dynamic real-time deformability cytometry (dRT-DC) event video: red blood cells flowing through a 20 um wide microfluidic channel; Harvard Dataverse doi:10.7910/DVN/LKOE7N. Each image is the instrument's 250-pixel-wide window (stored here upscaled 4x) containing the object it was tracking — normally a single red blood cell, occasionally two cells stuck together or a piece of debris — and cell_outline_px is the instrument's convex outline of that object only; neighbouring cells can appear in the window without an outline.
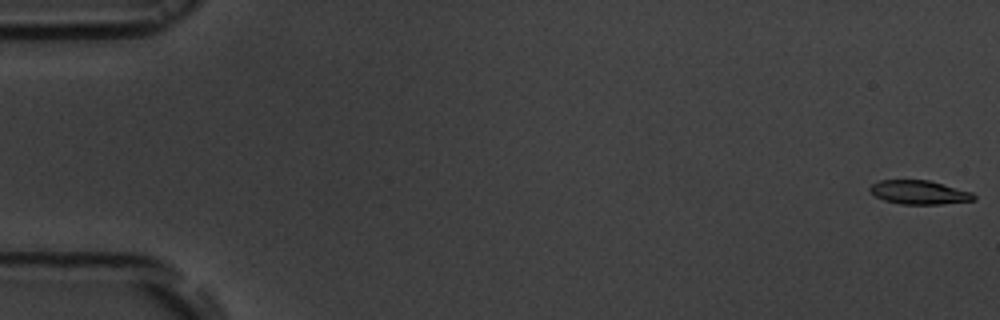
{"species": "common noctule bat (a hibernating species)", "species_latin": "Nyctalus noctula", "temperature_condition": "room temperature", "stored_images_in_passage": 56, "camera_frame_rate_fps": 3000, "um_per_image_px": 0.085, "animal": {"sex": "male", "body_mass_g": 19.5, "forearm_length_mm": 54.6}, "frame": {"image": 1, "passage_image": 1, "time_ms": 0.0, "image_size_px": [1000, 320], "cell_outline_px": [[976, 200], [940, 204], [900, 204], [884, 200], [876, 196], [868, 188], [872, 184], [880, 180], [928, 180], [972, 192], [976, 196]], "centroid_in_image_um": [78.14, 16.35], "position_along_channel_um": 6.9, "area_um2": 14.33}}
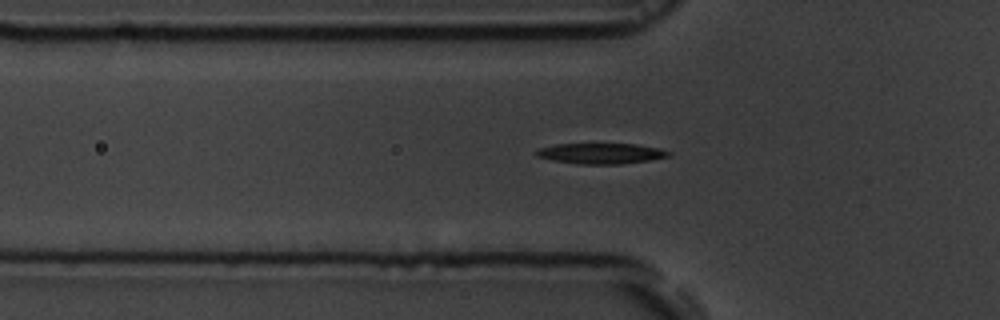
{"frame": {"image": 2, "passage_image": 19, "time_ms": 6.0, "image_size_px": [1000, 320], "cell_outline_px": [[672, 156], [652, 160], [620, 164], [576, 164], [552, 160], [536, 156], [532, 152], [540, 148], [556, 144], [636, 144], [660, 148], [672, 152]], "centroid_in_image_um": [51.11, 13.05], "position_along_channel_um": 74.7, "area_um2": 16.13}}
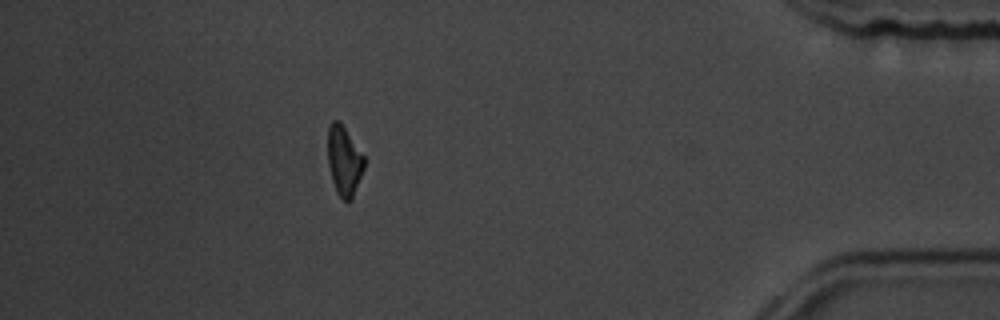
{"frame": {"image": 3, "passage_image": 50, "time_ms": 16.333, "image_size_px": [1000, 320], "cell_outline_px": [[364, 168], [352, 200], [344, 200], [336, 192], [332, 180], [328, 164], [328, 128], [332, 120], [336, 120], [344, 128], [364, 156]], "centroid_in_image_um": [29.24, 13.7], "position_along_channel_um": 406.0, "area_um2": 14.45}, "authors_computed_cell_mechanics": {"area_um2": 15.7794, "velocity_mm_per_s": 3.6758, "shape_relaxation_time_tau1_ms": 3.7065, "shape_relaxation_time_tau2_ms": null, "deformation_change_tau1": 0.1643, "deformation_change_tau2": null}}